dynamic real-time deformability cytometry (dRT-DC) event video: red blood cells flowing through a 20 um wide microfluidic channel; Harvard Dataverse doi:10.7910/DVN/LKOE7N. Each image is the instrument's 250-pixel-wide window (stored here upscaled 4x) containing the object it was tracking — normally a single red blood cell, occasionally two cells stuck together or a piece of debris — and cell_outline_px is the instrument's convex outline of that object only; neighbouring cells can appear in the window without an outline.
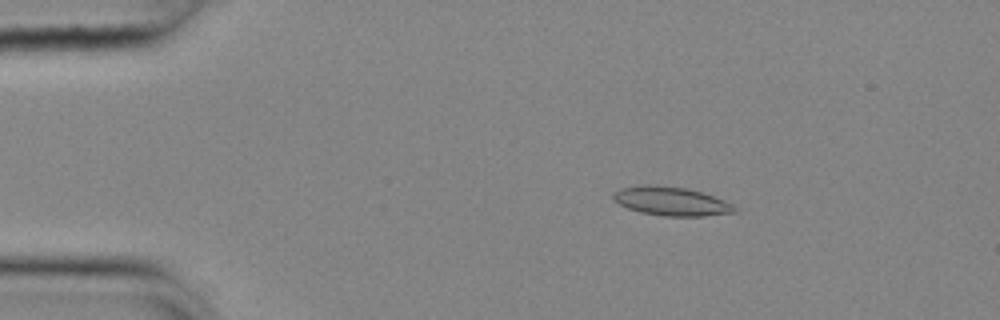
{"species": "common noctule bat (a hibernating species)", "species_latin": "Nyctalus noctula", "temperature_condition": "cold", "stored_images_in_passage": 55, "camera_frame_rate_fps": 3000, "um_per_image_px": 0.085, "animal": {"sex": "female", "body_mass_g": 25.1}, "frame": {"image": 1, "passage_image": 10, "time_ms": 3.0, "image_size_px": [1000, 320], "cell_outline_px": [[740, 212], [704, 216], [664, 216], [640, 212], [628, 208], [612, 200], [612, 192], [620, 188], [640, 184], [652, 184], [688, 188], [724, 200], [732, 204]], "centroid_in_image_um": [57.02, 17.09], "position_along_channel_um": 28.0, "area_um2": 20.63}}
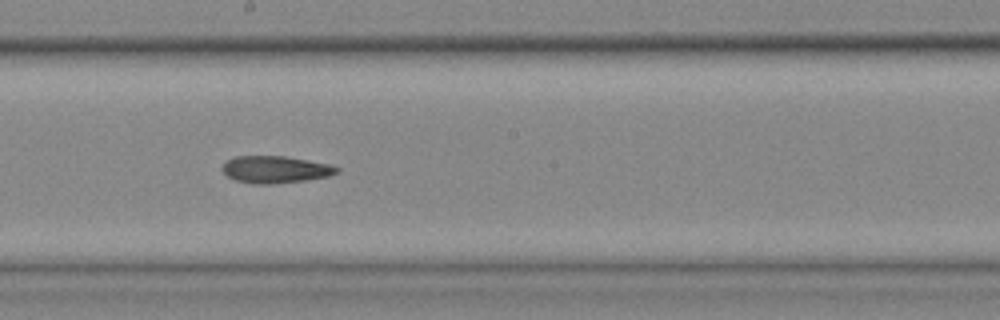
{"frame": {"image": 2, "passage_image": 31, "time_ms": 10.0, "image_size_px": [1000, 320], "cell_outline_px": [[340, 172], [328, 176], [304, 180], [272, 184], [252, 184], [236, 180], [228, 176], [220, 168], [228, 160], [236, 156], [284, 156], [308, 160], [328, 164], [340, 168]], "centroid_in_image_um": [23.41, 14.4], "position_along_channel_um": 224.8, "area_um2": 17.98}}
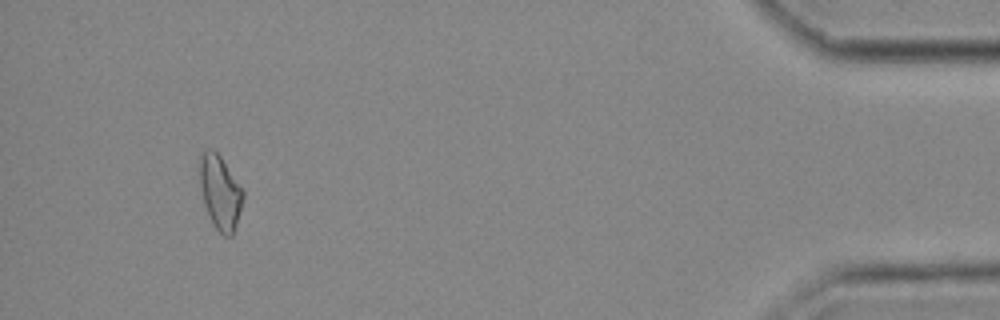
{"frame": {"image": 3, "passage_image": 52, "time_ms": 17.0, "image_size_px": [1000, 320], "cell_outline_px": [[244, 196], [236, 224], [232, 236], [224, 236], [212, 224], [204, 204], [200, 188], [200, 156], [208, 148], [212, 148], [220, 156], [244, 192]], "centroid_in_image_um": [18.7, 16.36], "position_along_channel_um": 416.5, "area_um2": 18.38}}